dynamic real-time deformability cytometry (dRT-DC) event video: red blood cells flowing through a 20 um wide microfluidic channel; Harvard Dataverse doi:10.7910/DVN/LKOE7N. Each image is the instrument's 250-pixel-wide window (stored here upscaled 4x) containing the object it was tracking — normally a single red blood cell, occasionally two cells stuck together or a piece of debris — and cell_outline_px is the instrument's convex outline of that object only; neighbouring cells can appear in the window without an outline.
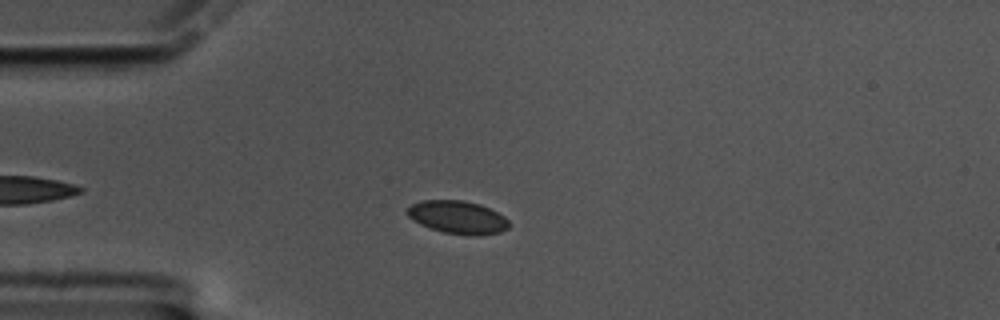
{"species": "common noctule bat (a hibernating species)", "species_latin": "Nyctalus noctula", "temperature_condition": "cold", "stored_images_in_passage": 43, "camera_frame_rate_fps": 3000, "um_per_image_px": 0.085, "animal": {"sex": "male", "body_mass_g": 17.5, "forearm_length_mm": 52.3}, "frame": {"image": 1, "passage_image": 9, "time_ms": 2.667, "image_size_px": [1000, 320], "cell_outline_px": [[508, 228], [500, 232], [476, 236], [472, 236], [444, 232], [420, 224], [408, 216], [404, 212], [412, 204], [420, 200], [464, 200], [480, 204], [504, 216], [508, 220]], "centroid_in_image_um": [38.89, 18.46], "position_along_channel_um": 46.1, "area_um2": 19.48}}
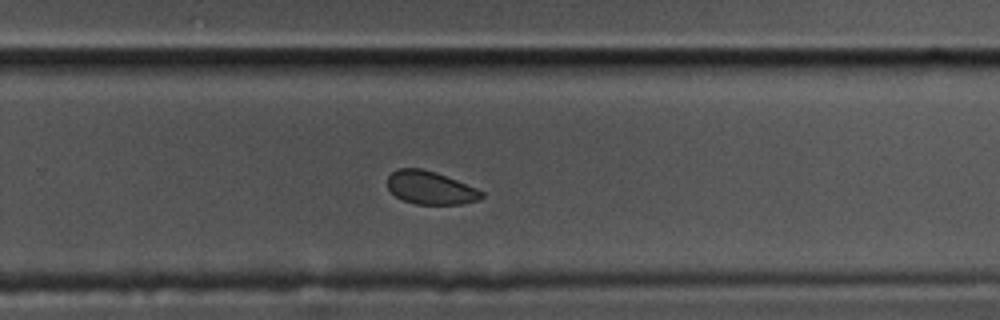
{"frame": {"image": 2, "passage_image": 33, "time_ms": 10.667, "image_size_px": [1000, 320], "cell_outline_px": [[484, 196], [480, 200], [464, 204], [416, 204], [404, 200], [396, 196], [388, 188], [388, 176], [396, 168], [420, 168], [436, 172], [476, 188], [484, 192]], "centroid_in_image_um": [36.6, 15.96], "position_along_channel_um": 293.2, "area_um2": 18.15}}
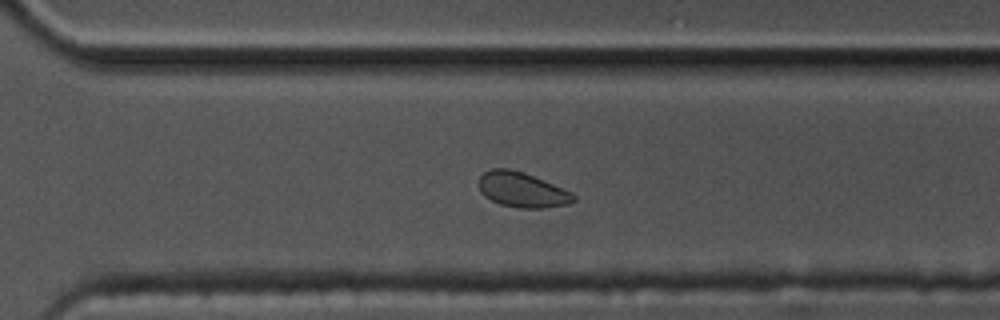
{"frame": {"image": 3, "passage_image": 36, "time_ms": 11.667, "image_size_px": [1000, 320], "cell_outline_px": [[576, 200], [568, 204], [544, 208], [520, 208], [500, 204], [484, 196], [480, 192], [480, 176], [484, 172], [492, 168], [508, 168], [524, 172], [572, 192], [576, 196]], "centroid_in_image_um": [44.39, 16.13], "position_along_channel_um": 326.2, "area_um2": 19.31}, "authors_computed_cell_mechanics": {"area_um2": 19.363, "velocity_mm_per_s": 3.2992, "shape_relaxation_time_tau1_ms": 5.0459, "shape_relaxation_time_tau2_ms": 5.9773, "deformation_change_tau1": 0.0416, "deformation_change_tau2": 0.0807}}